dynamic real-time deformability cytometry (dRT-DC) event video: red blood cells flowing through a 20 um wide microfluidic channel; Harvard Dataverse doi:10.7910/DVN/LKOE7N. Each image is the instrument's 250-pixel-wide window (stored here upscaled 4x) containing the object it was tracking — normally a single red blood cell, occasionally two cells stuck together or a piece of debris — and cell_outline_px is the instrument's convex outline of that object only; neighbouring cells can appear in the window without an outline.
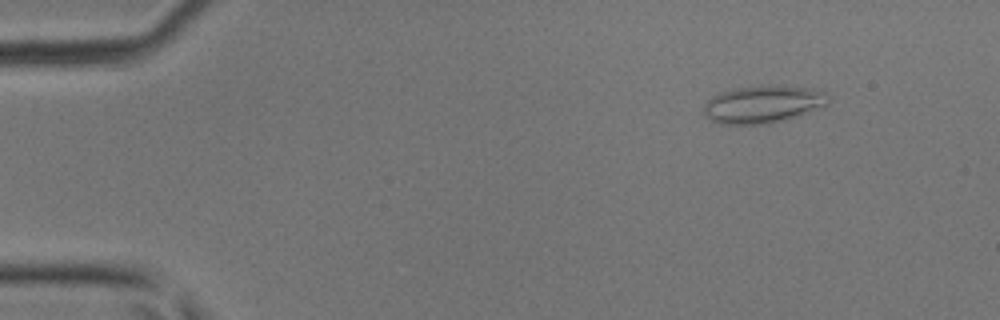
{"species": "common noctule bat (a hibernating species)", "species_latin": "Nyctalus noctula", "temperature_condition": "room temperature", "stored_images_in_passage": 42, "camera_frame_rate_fps": 3000, "um_per_image_px": 0.085, "animal": {"sex": "male", "body_mass_g": 17.9, "forearm_length_mm": 54.2}, "frame": {"image": 1, "passage_image": 3, "time_ms": 0.667, "image_size_px": [1000, 320], "cell_outline_px": [[832, 96], [828, 104], [796, 116], [768, 124], [720, 124], [704, 116], [704, 104], [712, 96], [720, 92], [736, 88], [760, 84], [768, 84], [812, 88], [828, 92]], "centroid_in_image_um": [64.88, 8.83], "position_along_channel_um": 20.1, "area_um2": 27.63}}
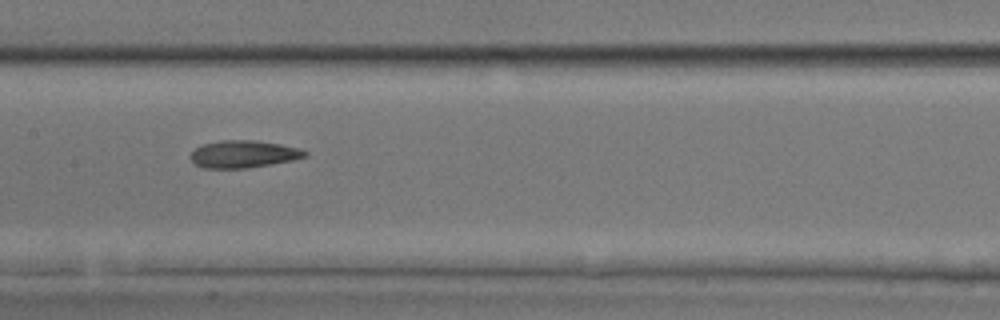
{"frame": {"image": 2, "passage_image": 20, "time_ms": 6.333, "image_size_px": [1000, 320], "cell_outline_px": [[308, 156], [292, 160], [248, 168], [204, 168], [196, 164], [188, 156], [196, 148], [204, 144], [224, 140], [256, 140], [280, 144], [300, 148], [308, 152]], "centroid_in_image_um": [20.72, 13.1], "position_along_channel_um": 186.7, "area_um2": 18.15}}
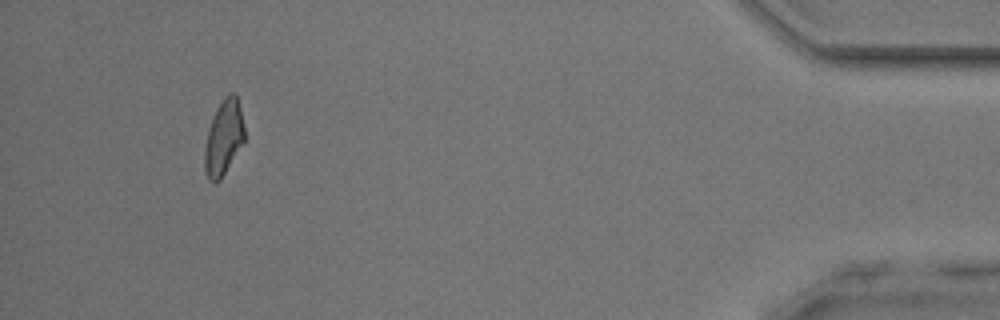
{"frame": {"image": 3, "passage_image": 39, "time_ms": 12.667, "image_size_px": [1000, 320], "cell_outline_px": [[244, 144], [220, 180], [216, 184], [208, 180], [204, 172], [204, 148], [208, 128], [216, 108], [224, 96], [232, 92], [236, 92], [244, 128]], "centroid_in_image_um": [18.99, 11.74], "position_along_channel_um": 416.2, "area_um2": 17.8}}